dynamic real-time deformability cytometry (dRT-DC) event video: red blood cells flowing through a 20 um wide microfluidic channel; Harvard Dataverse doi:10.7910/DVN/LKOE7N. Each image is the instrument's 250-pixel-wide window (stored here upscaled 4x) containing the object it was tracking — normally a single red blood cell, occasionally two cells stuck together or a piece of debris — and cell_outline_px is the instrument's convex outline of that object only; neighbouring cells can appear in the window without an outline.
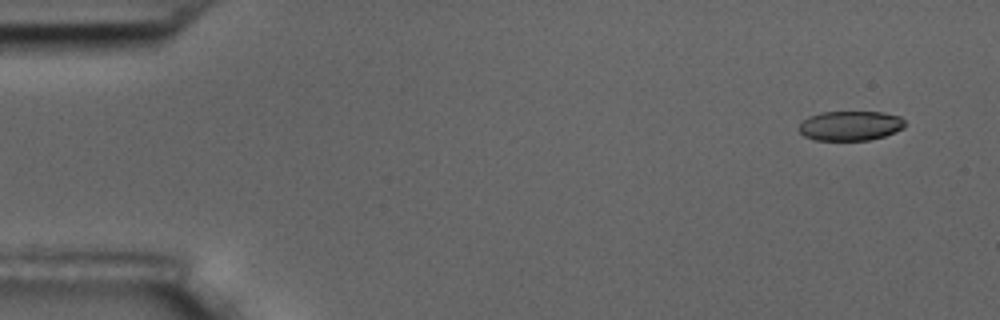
{"species": "common noctule bat (a hibernating species)", "species_latin": "Nyctalus noctula", "temperature_condition": "room temperature", "stored_images_in_passage": 6, "camera_frame_rate_fps": 3000, "um_per_image_px": 0.085, "animal": {"sex": "male", "body_mass_g": 17.5, "forearm_length_mm": 52.3}, "frame": {"image": 1, "passage_image": 1, "time_ms": 0.0, "image_size_px": [1000, 320], "cell_outline_px": [[904, 128], [896, 132], [884, 136], [868, 140], [816, 140], [804, 136], [796, 128], [808, 116], [820, 112], [884, 112], [900, 116], [904, 120]], "centroid_in_image_um": [72.27, 10.68], "position_along_channel_um": 12.7, "area_um2": 18.44}}
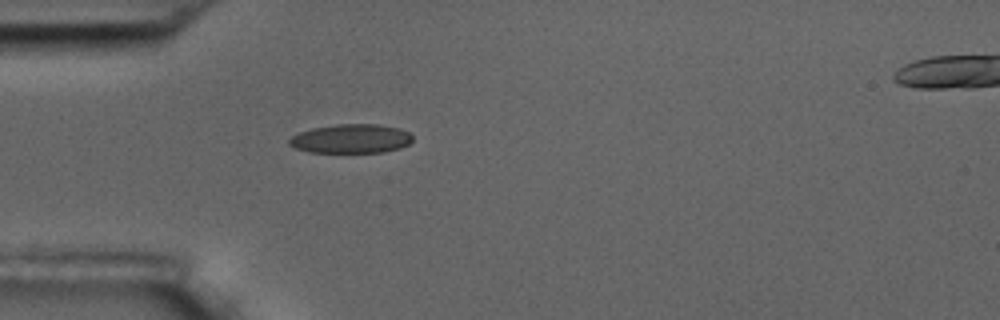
{"frame": {"image": 2, "passage_image": 5, "time_ms": 4.333, "image_size_px": [1000, 320], "cell_outline_px": [[412, 140], [408, 144], [400, 148], [384, 152], [308, 152], [296, 148], [288, 144], [288, 140], [292, 136], [300, 132], [312, 128], [336, 124], [380, 124], [400, 128], [408, 132], [412, 136]], "centroid_in_image_um": [29.84, 11.78], "position_along_channel_um": 55.2, "area_um2": 20.92}}